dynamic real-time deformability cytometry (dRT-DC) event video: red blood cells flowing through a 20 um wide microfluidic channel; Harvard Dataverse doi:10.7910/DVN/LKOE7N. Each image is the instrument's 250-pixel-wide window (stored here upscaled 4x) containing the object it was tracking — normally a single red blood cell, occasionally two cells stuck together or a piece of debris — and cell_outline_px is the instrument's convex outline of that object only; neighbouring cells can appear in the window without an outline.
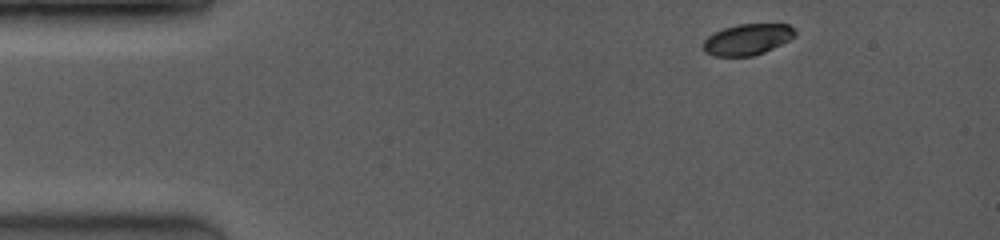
{"species": "common noctule bat (a hibernating species)", "species_latin": "Nyctalus noctula", "temperature_condition": "room temperature", "stored_images_in_passage": 7, "camera_frame_rate_fps": 3500, "um_per_image_px": 0.085, "animal": {"sex": "female", "body_mass_g": 19.0, "forearm_length_mm": 53.3}, "frame": {"image": 1, "passage_image": 1, "time_ms": 0.0, "image_size_px": [1000, 240], "cell_outline_px": [[796, 36], [764, 52], [752, 56], [712, 56], [704, 52], [704, 40], [712, 32], [736, 24], [788, 24], [796, 32]], "centroid_in_image_um": [63.5, 3.35], "position_along_channel_um": 21.5, "area_um2": 16.59}}
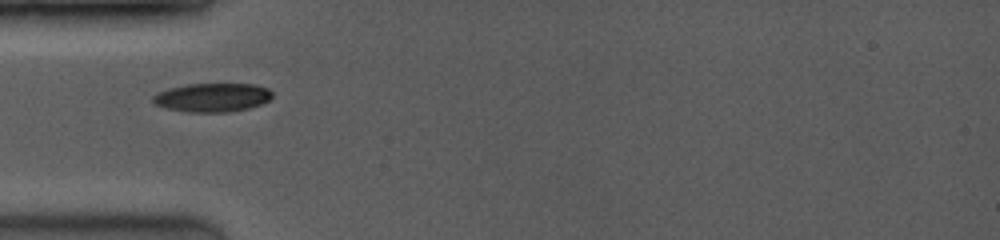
{"frame": {"image": 2, "passage_image": 6, "time_ms": 3.143, "image_size_px": [1000, 240], "cell_outline_px": [[272, 96], [268, 100], [260, 104], [248, 108], [228, 112], [188, 112], [168, 108], [156, 104], [152, 100], [152, 96], [156, 92], [168, 88], [188, 84], [252, 84], [268, 88], [272, 92]], "centroid_in_image_um": [18.03, 8.28], "position_along_channel_um": 67.0, "area_um2": 19.88}}